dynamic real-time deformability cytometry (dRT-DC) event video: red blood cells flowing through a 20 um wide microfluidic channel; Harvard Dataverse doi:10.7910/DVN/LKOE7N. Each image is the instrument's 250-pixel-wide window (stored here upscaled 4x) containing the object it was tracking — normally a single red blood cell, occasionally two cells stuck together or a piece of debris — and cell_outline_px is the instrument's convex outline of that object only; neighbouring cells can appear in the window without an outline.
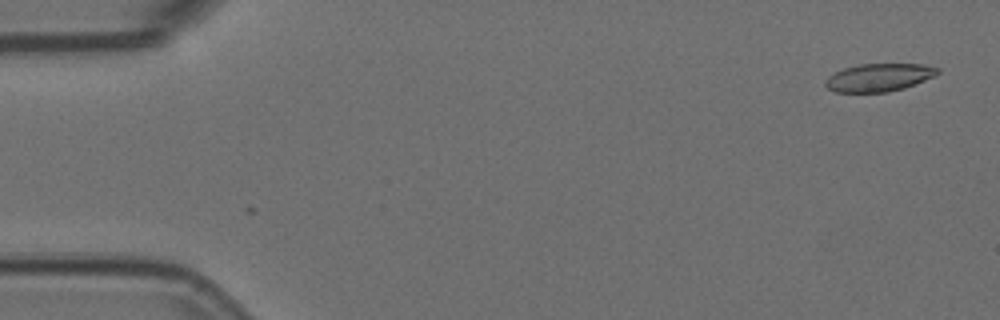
{"species": "Egyptian fruit bat (a non-hibernating species)", "species_latin": "Rousettus aegyptiacus", "temperature_condition": "room temperature", "stored_images_in_passage": 4, "camera_frame_rate_fps": 3000, "um_per_image_px": 0.085, "animal": {"sex": "female"}, "frame": {"image": 1, "passage_image": 3, "time_ms": 0.667, "image_size_px": [1000, 320], "cell_outline_px": [[940, 72], [936, 76], [904, 88], [888, 92], [836, 92], [828, 88], [824, 84], [824, 80], [828, 76], [844, 68], [860, 64], [924, 64], [940, 68]], "centroid_in_image_um": [74.73, 6.58], "position_along_channel_um": 10.3, "area_um2": 18.32}}